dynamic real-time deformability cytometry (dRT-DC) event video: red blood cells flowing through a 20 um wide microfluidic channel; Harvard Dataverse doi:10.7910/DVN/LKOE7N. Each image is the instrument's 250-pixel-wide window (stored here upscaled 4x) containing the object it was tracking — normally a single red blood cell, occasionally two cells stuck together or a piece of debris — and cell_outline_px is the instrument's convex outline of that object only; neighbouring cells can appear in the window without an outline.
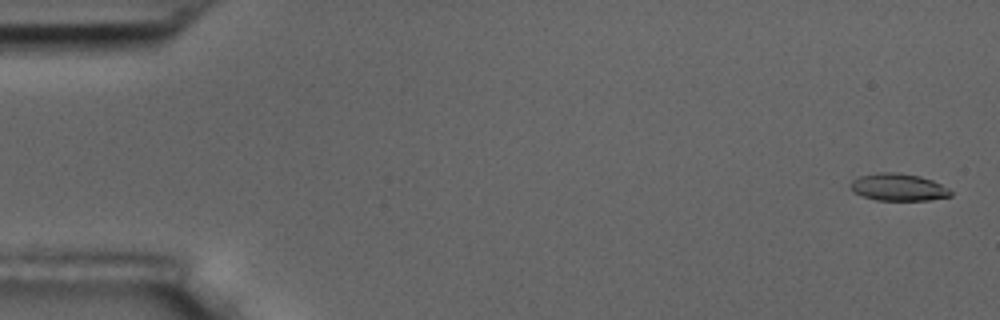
{"species": "common noctule bat (a hibernating species)", "species_latin": "Nyctalus noctula", "temperature_condition": "room temperature", "stored_images_in_passage": 6, "camera_frame_rate_fps": 3000, "um_per_image_px": 0.085, "animal": {"sex": "male", "body_mass_g": 17.5, "forearm_length_mm": 52.3}, "frame": {"image": 1, "passage_image": 1, "time_ms": 0.0, "image_size_px": [1000, 320], "cell_outline_px": [[952, 196], [928, 200], [876, 200], [852, 192], [848, 188], [848, 184], [852, 180], [860, 176], [880, 172], [900, 172], [920, 176], [932, 180], [948, 188], [952, 192]], "centroid_in_image_um": [76.32, 15.9], "position_along_channel_um": 8.7, "area_um2": 16.07}}
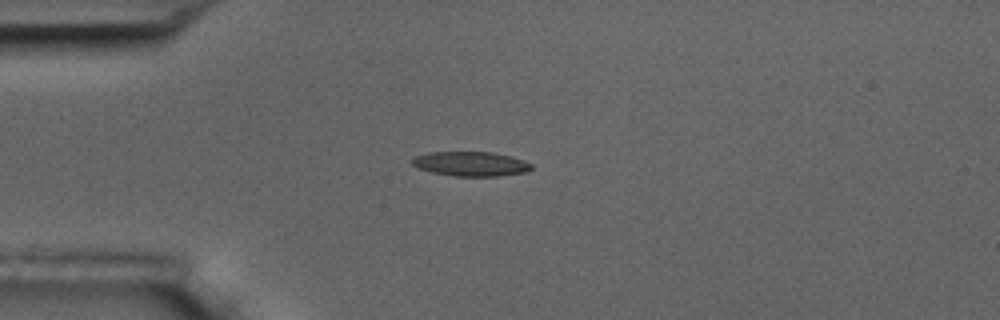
{"frame": {"image": 2, "passage_image": 5, "time_ms": 4.333, "image_size_px": [1000, 320], "cell_outline_px": [[532, 168], [528, 172], [500, 176], [452, 176], [432, 172], [416, 168], [408, 160], [416, 156], [428, 152], [492, 152], [512, 156], [524, 160], [532, 164]], "centroid_in_image_um": [40.01, 13.93], "position_along_channel_um": 45.0, "area_um2": 17.34}}